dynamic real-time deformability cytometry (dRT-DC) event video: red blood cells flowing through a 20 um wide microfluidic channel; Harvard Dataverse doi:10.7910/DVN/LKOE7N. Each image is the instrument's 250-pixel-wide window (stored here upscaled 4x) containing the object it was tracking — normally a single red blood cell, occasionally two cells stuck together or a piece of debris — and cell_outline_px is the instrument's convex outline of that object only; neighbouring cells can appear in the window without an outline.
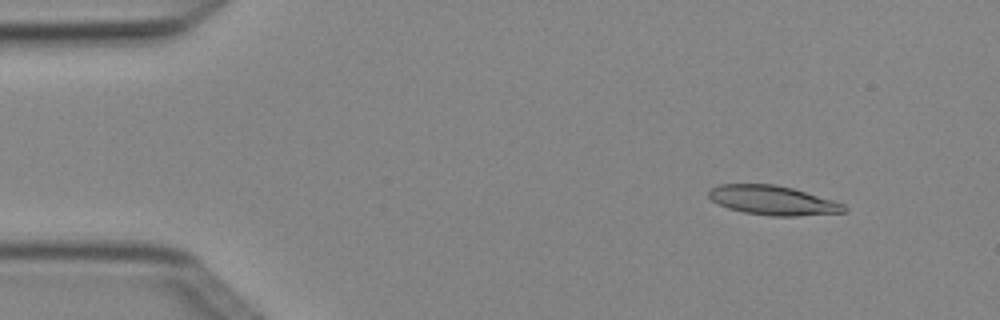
{"species": "Egyptian fruit bat (a non-hibernating species)", "species_latin": "Rousettus aegyptiacus", "temperature_condition": "cold", "stored_images_in_passage": 4, "camera_frame_rate_fps": 3000, "um_per_image_px": 0.085, "animal": {"sex": "female"}, "frame": {"image": 1, "passage_image": 2, "time_ms": 0.333, "image_size_px": [1000, 320], "cell_outline_px": [[848, 208], [844, 212], [796, 216], [768, 216], [744, 212], [728, 208], [712, 200], [708, 196], [708, 188], [720, 184], [776, 184], [792, 188], [832, 200], [844, 204]], "centroid_in_image_um": [65.66, 17.02], "position_along_channel_um": 19.3, "area_um2": 23.06}}